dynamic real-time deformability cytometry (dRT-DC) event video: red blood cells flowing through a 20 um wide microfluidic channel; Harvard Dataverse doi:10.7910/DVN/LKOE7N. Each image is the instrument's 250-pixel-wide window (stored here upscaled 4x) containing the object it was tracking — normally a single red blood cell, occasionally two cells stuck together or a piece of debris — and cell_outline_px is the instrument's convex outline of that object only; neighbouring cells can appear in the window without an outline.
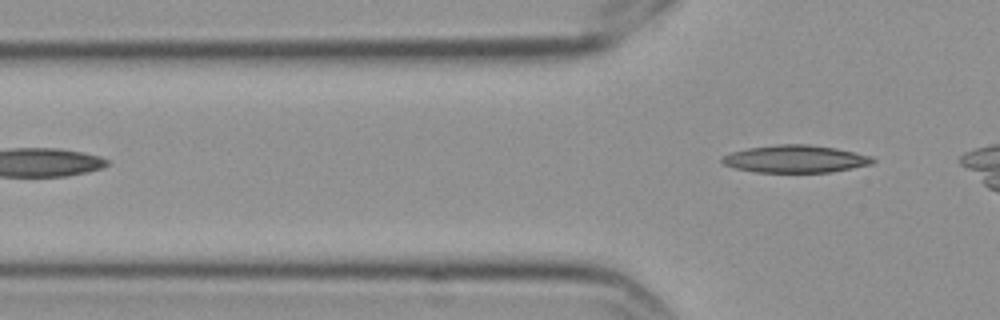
{"species": "Egyptian fruit bat (a non-hibernating species)", "species_latin": "Rousettus aegyptiacus", "temperature_condition": "cold", "stored_images_in_passage": 5, "camera_frame_rate_fps": 3000, "um_per_image_px": 0.085, "frame": {"image": 1, "passage_image": 5, "time_ms": 1.333, "image_size_px": [1000, 320], "cell_outline_px": [[876, 160], [872, 164], [832, 172], [756, 172], [736, 168], [724, 164], [720, 160], [720, 156], [732, 152], [748, 148], [776, 144], [808, 144], [836, 148], [872, 156]], "centroid_in_image_um": [67.61, 13.5], "position_along_channel_um": 58.2, "area_um2": 24.16}}